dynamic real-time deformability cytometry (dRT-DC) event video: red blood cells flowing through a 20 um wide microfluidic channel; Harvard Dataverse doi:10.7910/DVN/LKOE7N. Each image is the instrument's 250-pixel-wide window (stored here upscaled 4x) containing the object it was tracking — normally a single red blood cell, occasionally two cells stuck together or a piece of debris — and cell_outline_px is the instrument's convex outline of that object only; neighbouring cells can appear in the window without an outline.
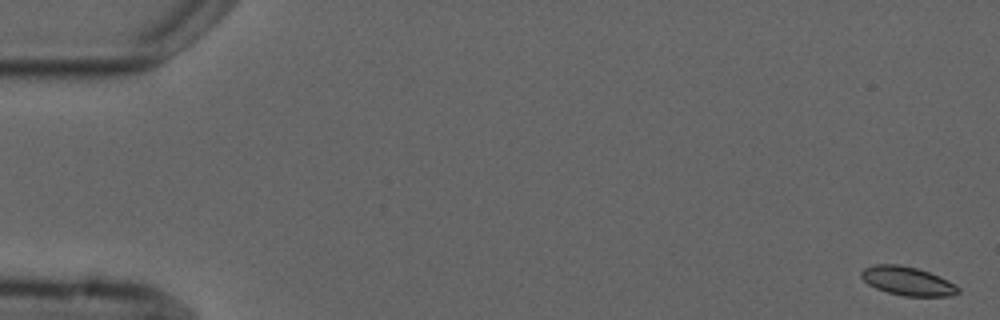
{"species": "common noctule bat (a hibernating species)", "species_latin": "Nyctalus noctula", "temperature_condition": "cold", "stored_images_in_passage": 5, "camera_frame_rate_fps": 3000, "um_per_image_px": 0.085, "animal": {"sex": "male", "forearm_length_mm": 52.5}, "frame": {"image": 1, "passage_image": 1, "time_ms": 0.0, "image_size_px": [1000, 320], "cell_outline_px": [[960, 292], [952, 296], [904, 296], [888, 292], [876, 288], [868, 284], [860, 276], [860, 272], [864, 268], [876, 264], [896, 264], [916, 268], [940, 276], [956, 284], [960, 288]], "centroid_in_image_um": [77.16, 23.89], "position_along_channel_um": 7.8, "area_um2": 16.24}}
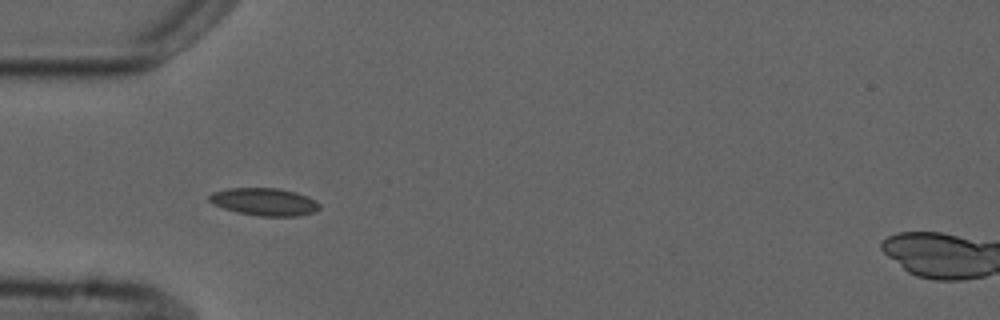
{"frame": {"image": 2, "passage_image": 5, "time_ms": 5.333, "image_size_px": [1000, 320], "cell_outline_px": [[320, 208], [316, 212], [300, 216], [260, 216], [236, 212], [212, 204], [208, 200], [208, 196], [212, 192], [228, 188], [280, 188], [296, 192], [308, 196], [316, 200], [320, 204]], "centroid_in_image_um": [22.49, 17.15], "position_along_channel_um": 62.5, "area_um2": 17.98}}